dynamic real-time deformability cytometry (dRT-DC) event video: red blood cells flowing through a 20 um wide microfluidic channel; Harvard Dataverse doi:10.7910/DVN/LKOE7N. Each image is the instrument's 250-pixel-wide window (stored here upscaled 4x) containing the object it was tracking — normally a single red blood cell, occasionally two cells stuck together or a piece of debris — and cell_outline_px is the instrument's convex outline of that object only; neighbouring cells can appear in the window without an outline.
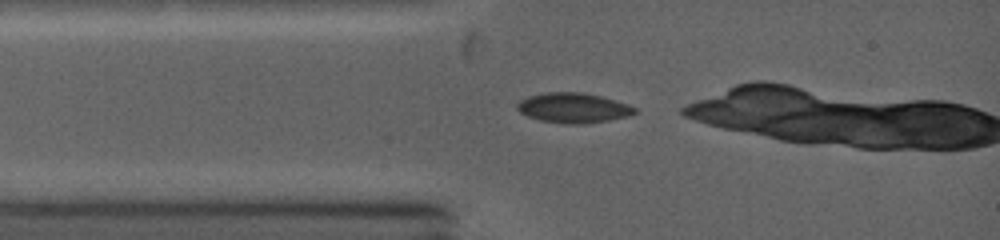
{"species": "common noctule bat (a hibernating species)", "species_latin": "Nyctalus noctula", "temperature_condition": "warm", "stored_images_in_passage": 17, "camera_frame_rate_fps": 5000, "um_per_image_px": 0.085, "animal": {"sex": "female", "body_mass_g": 19.0, "forearm_length_mm": 53.3}, "frame": {"image": 1, "passage_image": 1, "time_ms": 0.0, "image_size_px": [1000, 240], "cell_outline_px": [[640, 112], [628, 116], [608, 120], [584, 124], [568, 124], [540, 120], [528, 116], [520, 112], [516, 108], [516, 104], [520, 100], [528, 96], [548, 92], [580, 92], [600, 96], [628, 104], [636, 108]], "centroid_in_image_um": [48.74, 9.17], "position_along_channel_um": 36.3, "area_um2": 20.52}}
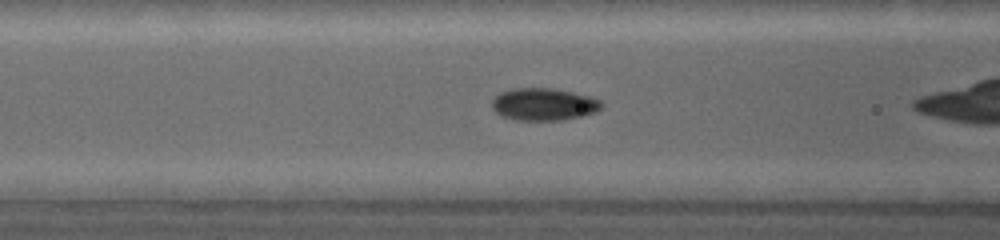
{"frame": {"image": 2, "passage_image": 10, "time_ms": 2.0, "image_size_px": [1000, 240], "cell_outline_px": [[604, 104], [596, 112], [584, 116], [564, 120], [516, 120], [500, 116], [492, 108], [492, 100], [496, 96], [504, 92], [520, 88], [544, 88], [568, 92], [588, 96], [600, 100]], "centroid_in_image_um": [46.23, 8.9], "position_along_channel_um": 120.4, "area_um2": 20.35}}
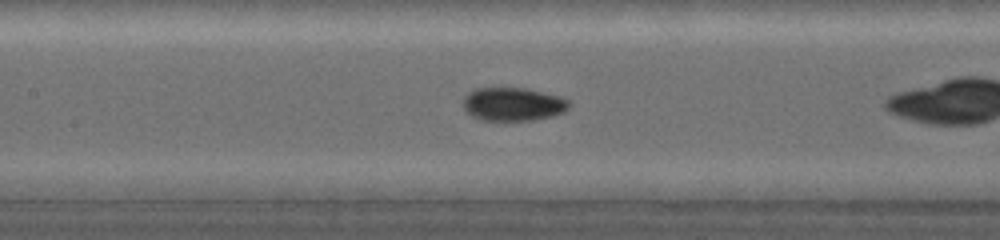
{"frame": {"image": 3, "passage_image": 15, "time_ms": 3.0, "image_size_px": [1000, 240], "cell_outline_px": [[568, 108], [564, 112], [552, 116], [532, 120], [480, 120], [472, 116], [464, 108], [464, 96], [480, 88], [520, 88], [556, 96], [568, 100]], "centroid_in_image_um": [43.58, 8.88], "position_along_channel_um": 163.8, "area_um2": 20.0}}